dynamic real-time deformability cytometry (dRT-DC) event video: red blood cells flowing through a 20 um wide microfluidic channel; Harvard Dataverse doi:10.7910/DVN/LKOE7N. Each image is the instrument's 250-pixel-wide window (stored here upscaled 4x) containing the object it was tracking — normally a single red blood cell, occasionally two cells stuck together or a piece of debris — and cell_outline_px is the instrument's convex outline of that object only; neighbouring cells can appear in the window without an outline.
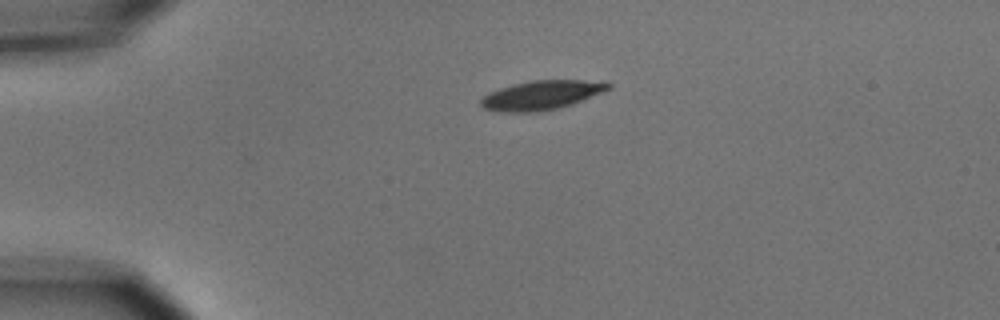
{"species": "common noctule bat (a hibernating species)", "species_latin": "Nyctalus noctula", "temperature_condition": "cold", "stored_images_in_passage": 2, "camera_frame_rate_fps": 3000, "um_per_image_px": 0.085, "animal": {"sex": "male", "body_mass_g": 15.6}, "frame": {"image": 1, "passage_image": 1, "time_ms": 0.0, "image_size_px": [1000, 320], "cell_outline_px": [[612, 88], [572, 104], [556, 108], [532, 112], [500, 112], [484, 108], [480, 104], [480, 100], [488, 92], [500, 88], [528, 80], [584, 80], [612, 84]], "centroid_in_image_um": [45.98, 8.08], "position_along_channel_um": 39.0, "area_um2": 21.44}}